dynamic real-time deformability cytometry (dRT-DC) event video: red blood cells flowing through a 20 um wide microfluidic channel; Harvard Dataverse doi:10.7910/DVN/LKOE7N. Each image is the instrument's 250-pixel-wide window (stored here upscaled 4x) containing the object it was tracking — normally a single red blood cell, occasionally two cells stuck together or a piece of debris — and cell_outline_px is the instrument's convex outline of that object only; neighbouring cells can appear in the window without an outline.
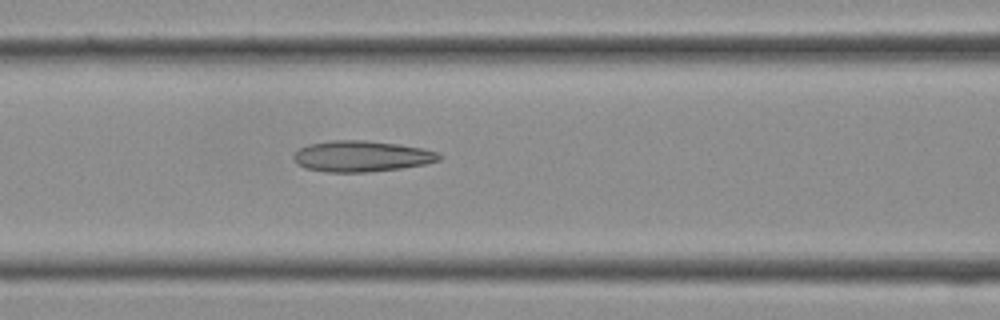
{"species": "Egyptian fruit bat (a non-hibernating species)", "species_latin": "Rousettus aegyptiacus", "temperature_condition": "cold", "stored_images_in_passage": 14, "camera_frame_rate_fps": 3000, "um_per_image_px": 0.085, "frame": {"image": 1, "passage_image": 12, "time_ms": 3.667, "image_size_px": [1000, 320], "cell_outline_px": [[444, 156], [440, 160], [428, 164], [400, 168], [368, 172], [324, 172], [304, 168], [296, 164], [292, 156], [300, 148], [308, 144], [332, 140], [368, 140], [396, 144], [420, 148], [436, 152]], "centroid_in_image_um": [30.71, 13.29], "position_along_channel_um": 135.9, "area_um2": 26.41}}
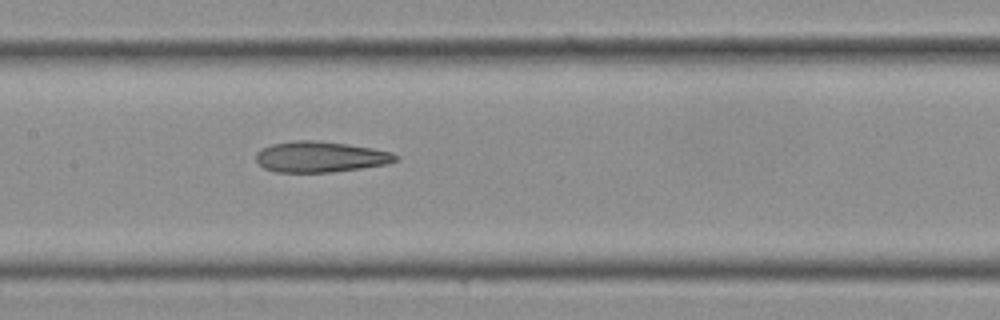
{"frame": {"image": 2, "passage_image": 14, "time_ms": 4.333, "image_size_px": [1000, 320], "cell_outline_px": [[400, 160], [388, 164], [332, 172], [276, 172], [264, 168], [256, 160], [256, 152], [272, 144], [296, 140], [312, 140], [348, 144], [372, 148], [392, 152], [400, 156]], "centroid_in_image_um": [27.28, 13.33], "position_along_channel_um": 180.1, "area_um2": 25.09}}